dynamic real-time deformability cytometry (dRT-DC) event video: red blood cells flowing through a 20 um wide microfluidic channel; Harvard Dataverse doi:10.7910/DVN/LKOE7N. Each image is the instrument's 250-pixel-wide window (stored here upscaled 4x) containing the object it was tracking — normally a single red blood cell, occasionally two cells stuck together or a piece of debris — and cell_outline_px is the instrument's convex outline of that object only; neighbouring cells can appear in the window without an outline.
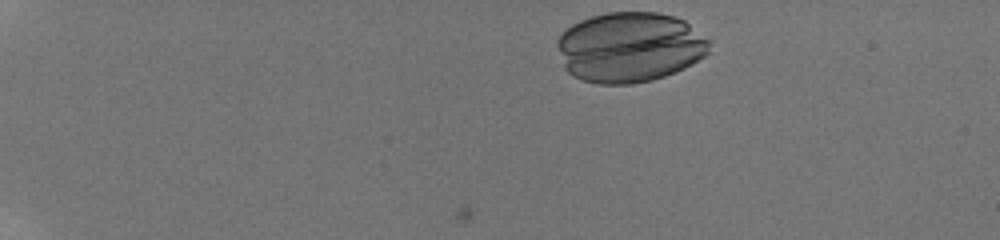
{"species": "human", "species_latin": "Homo sapiens", "temperature_condition": "room temperature", "stored_images_in_passage": 45, "camera_frame_rate_fps": 3000, "um_per_image_px": 0.085, "donor": {"sex": "male"}, "frame": {"image": 1, "passage_image": 1, "time_ms": 0.0, "image_size_px": [1000, 240], "cell_outline_px": [[708, 52], [704, 56], [684, 68], [664, 76], [652, 80], [632, 84], [600, 84], [580, 80], [572, 76], [564, 68], [556, 44], [556, 40], [572, 24], [580, 20], [592, 16], [608, 12], [656, 12], [672, 16], [684, 20], [708, 40]], "centroid_in_image_um": [53.48, 4.02], "position_along_channel_um": 31.5, "area_um2": 62.02}}